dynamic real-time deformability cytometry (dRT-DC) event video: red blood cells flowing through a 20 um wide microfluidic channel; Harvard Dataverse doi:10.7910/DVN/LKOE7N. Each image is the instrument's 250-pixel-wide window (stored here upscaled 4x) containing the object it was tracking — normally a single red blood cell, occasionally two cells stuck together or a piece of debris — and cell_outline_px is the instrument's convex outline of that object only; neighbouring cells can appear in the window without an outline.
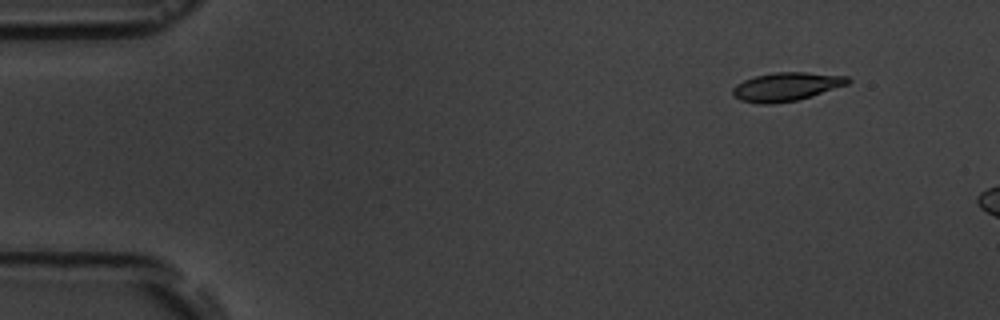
{"species": "common noctule bat (a hibernating species)", "species_latin": "Nyctalus noctula", "temperature_condition": "room temperature", "stored_images_in_passage": 4, "camera_frame_rate_fps": 3000, "um_per_image_px": 0.085, "animal": {"sex": "male", "body_mass_g": 19.5, "forearm_length_mm": 54.6}, "frame": {"image": 1, "passage_image": 2, "time_ms": 1.0, "image_size_px": [1000, 320], "cell_outline_px": [[852, 80], [848, 84], [812, 96], [796, 100], [772, 104], [760, 104], [740, 100], [732, 96], [732, 88], [736, 84], [744, 80], [756, 76], [776, 72], [804, 72], [848, 76]], "centroid_in_image_um": [66.83, 7.37], "position_along_channel_um": 18.2, "area_um2": 19.19}}